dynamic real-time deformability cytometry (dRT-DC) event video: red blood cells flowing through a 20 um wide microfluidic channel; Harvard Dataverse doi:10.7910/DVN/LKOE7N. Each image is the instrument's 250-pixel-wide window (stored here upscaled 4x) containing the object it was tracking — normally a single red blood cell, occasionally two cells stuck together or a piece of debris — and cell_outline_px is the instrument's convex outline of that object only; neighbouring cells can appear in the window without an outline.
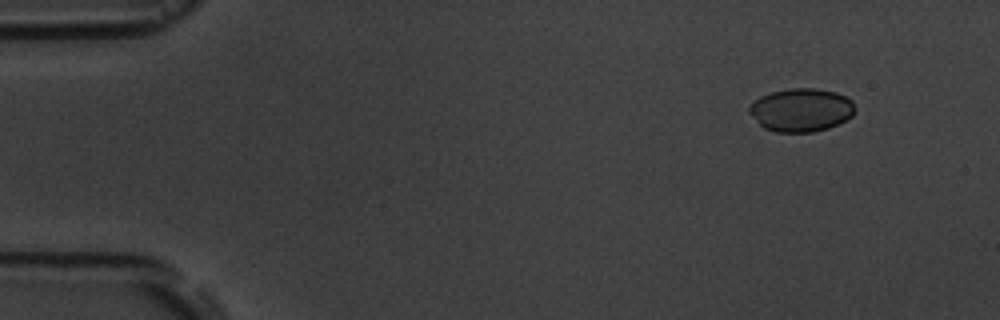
{"species": "common noctule bat (a hibernating species)", "species_latin": "Nyctalus noctula", "temperature_condition": "room temperature", "stored_images_in_passage": 6, "camera_frame_rate_fps": 3000, "um_per_image_px": 0.085, "animal": {"sex": "male", "body_mass_g": 19.5, "forearm_length_mm": 54.6}, "frame": {"image": 1, "passage_image": 2, "time_ms": 1.333, "image_size_px": [1000, 320], "cell_outline_px": [[852, 116], [828, 128], [812, 132], [776, 132], [764, 128], [748, 112], [748, 108], [752, 100], [760, 96], [772, 92], [792, 88], [816, 88], [836, 92], [852, 100]], "centroid_in_image_um": [68.04, 9.34], "position_along_channel_um": 17.0, "area_um2": 26.47}}